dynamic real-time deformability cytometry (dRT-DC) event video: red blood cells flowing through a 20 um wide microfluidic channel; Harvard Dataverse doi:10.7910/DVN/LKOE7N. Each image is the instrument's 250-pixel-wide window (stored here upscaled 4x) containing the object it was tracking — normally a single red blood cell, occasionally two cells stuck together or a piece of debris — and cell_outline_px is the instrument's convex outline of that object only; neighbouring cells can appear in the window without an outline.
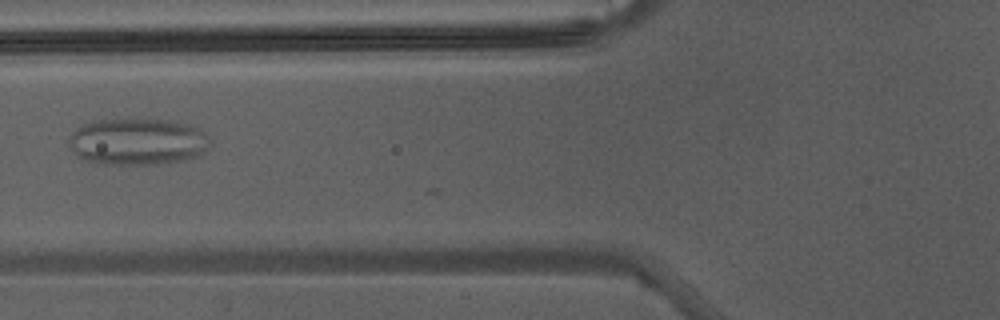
{"species": "Egyptian fruit bat (a non-hibernating species)", "species_latin": "Rousettus aegyptiacus", "temperature_condition": "warm", "stored_images_in_passage": 9, "camera_frame_rate_fps": 3000, "um_per_image_px": 0.085, "animal": {"sex": "male"}, "frame": {"image": 1, "passage_image": 5, "time_ms": 1.333, "image_size_px": [1000, 320], "cell_outline_px": [[212, 140], [204, 152], [200, 156], [184, 160], [156, 164], [92, 164], [76, 156], [68, 140], [72, 132], [80, 124], [92, 120], [128, 116], [172, 120], [188, 124], [200, 128]], "centroid_in_image_um": [11.67, 11.99], "position_along_channel_um": 114.1, "area_um2": 40.06}}